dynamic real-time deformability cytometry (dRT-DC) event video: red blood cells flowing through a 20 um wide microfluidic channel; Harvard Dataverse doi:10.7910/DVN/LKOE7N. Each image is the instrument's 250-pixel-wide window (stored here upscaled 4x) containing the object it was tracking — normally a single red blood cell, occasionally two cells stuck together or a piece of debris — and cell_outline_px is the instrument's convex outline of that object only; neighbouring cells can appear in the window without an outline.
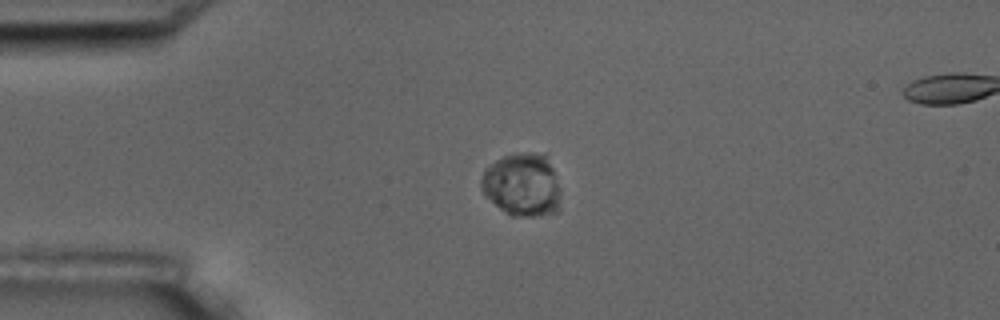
{"species": "common noctule bat (a hibernating species)", "species_latin": "Nyctalus noctula", "temperature_condition": "room temperature", "stored_images_in_passage": 7, "camera_frame_rate_fps": 3000, "um_per_image_px": 0.085, "animal": {"sex": "male", "body_mass_g": 17.5, "forearm_length_mm": 52.3}, "frame": {"image": 1, "passage_image": 5, "time_ms": 4.667, "image_size_px": [1000, 320], "cell_outline_px": [[560, 212], [540, 216], [512, 216], [500, 208], [480, 188], [480, 180], [484, 168], [496, 160], [504, 156], [528, 152], [544, 152], [552, 168], [560, 188]], "centroid_in_image_um": [44.42, 15.71], "position_along_channel_um": 40.6, "area_um2": 29.42}}